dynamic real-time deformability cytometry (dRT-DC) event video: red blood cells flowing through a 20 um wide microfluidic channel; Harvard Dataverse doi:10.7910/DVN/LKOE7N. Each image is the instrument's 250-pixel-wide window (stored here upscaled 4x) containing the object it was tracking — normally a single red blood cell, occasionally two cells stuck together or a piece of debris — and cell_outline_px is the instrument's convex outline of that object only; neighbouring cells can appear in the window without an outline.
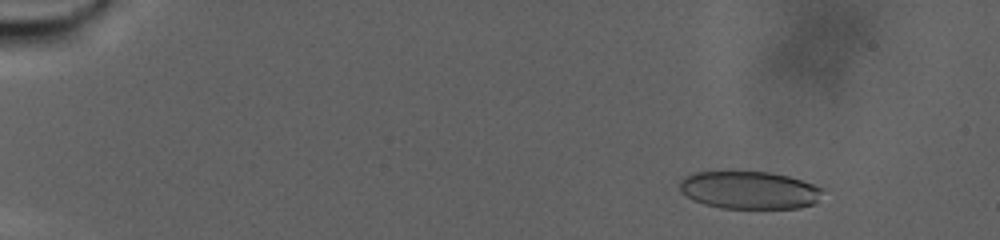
{"species": "human", "species_latin": "Homo sapiens", "temperature_condition": "warm", "stored_images_in_passage": 94, "camera_frame_rate_fps": 3000, "um_per_image_px": 0.085, "donor": {"sex": "male"}, "frame": {"image": 1, "passage_image": 13, "time_ms": 4.0, "image_size_px": [1000, 240], "cell_outline_px": [[820, 192], [816, 200], [812, 204], [796, 208], [720, 208], [704, 204], [692, 200], [680, 192], [680, 180], [684, 176], [692, 172], [768, 172], [788, 176], [812, 184], [820, 188]], "centroid_in_image_um": [63.59, 16.16], "position_along_channel_um": 21.4, "area_um2": 31.1}}
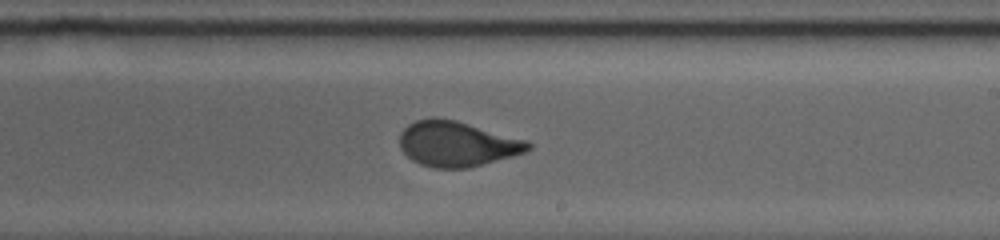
{"frame": {"image": 2, "passage_image": 60, "time_ms": 19.667, "image_size_px": [1000, 240], "cell_outline_px": [[532, 148], [524, 152], [512, 156], [468, 168], [436, 168], [420, 164], [412, 160], [400, 148], [400, 132], [408, 124], [416, 120], [432, 116], [436, 116], [456, 120], [528, 140], [532, 144]], "centroid_in_image_um": [38.84, 12.21], "position_along_channel_um": 250.2, "area_um2": 34.04}}
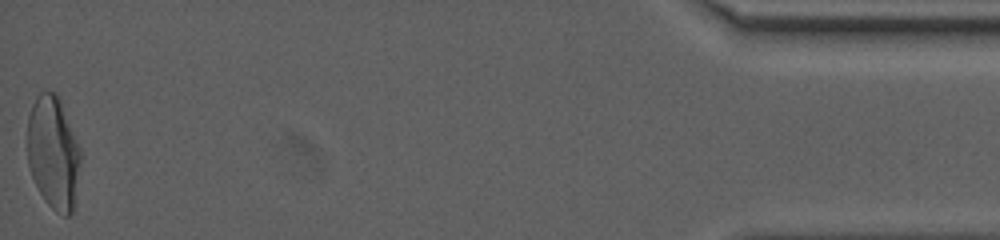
{"frame": {"image": 3, "passage_image": 94, "time_ms": 31.0, "image_size_px": [1000, 240], "cell_outline_px": [[80, 164], [72, 212], [68, 216], [64, 216], [56, 212], [44, 200], [32, 176], [28, 164], [28, 116], [32, 104], [36, 96], [40, 92], [56, 92], [60, 100], [80, 148]], "centroid_in_image_um": [4.52, 12.97], "position_along_channel_um": 430.7, "area_um2": 34.62}}